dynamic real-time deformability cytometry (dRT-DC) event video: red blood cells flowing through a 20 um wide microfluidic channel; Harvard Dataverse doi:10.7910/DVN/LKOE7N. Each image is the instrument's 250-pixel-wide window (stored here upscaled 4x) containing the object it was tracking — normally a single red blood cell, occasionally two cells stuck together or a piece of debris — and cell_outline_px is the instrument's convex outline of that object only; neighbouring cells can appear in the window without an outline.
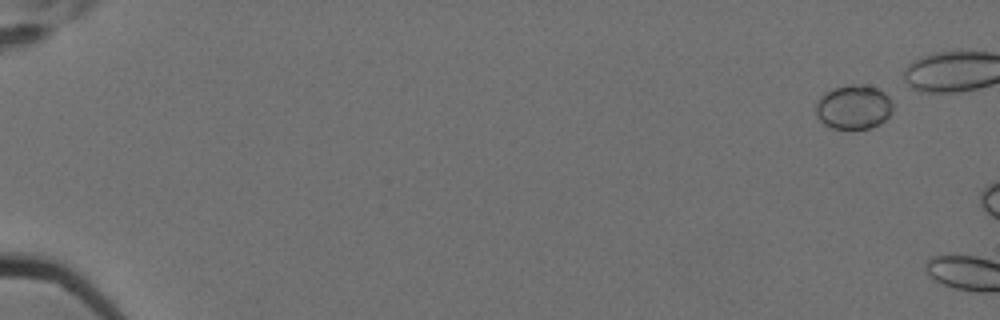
{"species": "Egyptian fruit bat (a non-hibernating species)", "species_latin": "Rousettus aegyptiacus", "temperature_condition": "cold", "stored_images_in_passage": 2, "camera_frame_rate_fps": 3000, "um_per_image_px": 0.085, "animal": {"sex": "female"}, "frame": {"image": 1, "passage_image": 1, "time_ms": 0.0, "image_size_px": [1000, 320], "cell_outline_px": [[892, 112], [880, 124], [872, 128], [832, 128], [824, 124], [816, 116], [816, 104], [820, 96], [824, 92], [832, 88], [848, 84], [860, 84], [876, 88], [884, 92], [888, 96], [892, 104]], "centroid_in_image_um": [72.54, 9.09], "position_along_channel_um": 12.5, "area_um2": 19.94}}